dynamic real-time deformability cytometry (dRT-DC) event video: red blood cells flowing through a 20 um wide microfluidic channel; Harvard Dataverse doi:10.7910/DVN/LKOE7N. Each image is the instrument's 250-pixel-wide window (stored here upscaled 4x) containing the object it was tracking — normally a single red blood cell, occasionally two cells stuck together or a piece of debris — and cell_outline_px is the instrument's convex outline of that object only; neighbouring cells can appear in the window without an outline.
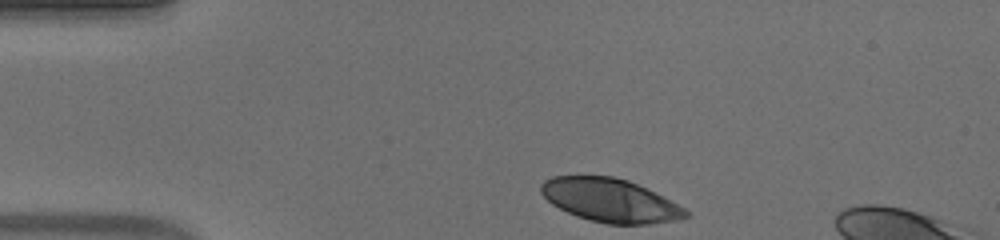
{"species": "human", "species_latin": "Homo sapiens", "temperature_condition": "warm", "stored_images_in_passage": 37, "camera_frame_rate_fps": 3000, "um_per_image_px": 0.085, "donor": {"sex": "male"}, "frame": {"image": 1, "passage_image": 1, "time_ms": 0.0, "image_size_px": [1000, 240], "cell_outline_px": [[692, 216], [680, 220], [648, 224], [608, 224], [576, 216], [552, 204], [540, 192], [540, 184], [544, 180], [552, 176], [612, 176], [628, 180], [684, 208]], "centroid_in_image_um": [51.84, 17.03], "position_along_channel_um": 33.2, "area_um2": 36.24}}
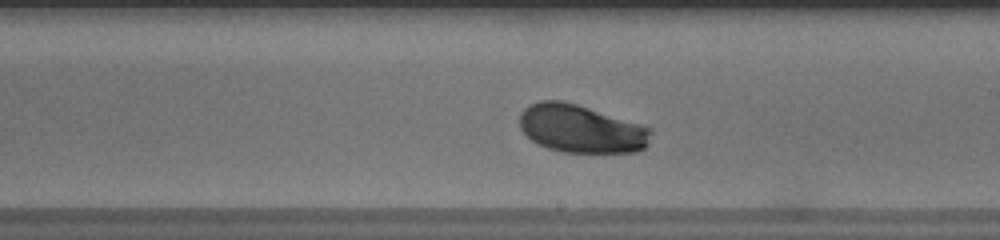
{"frame": {"image": 2, "passage_image": 21, "time_ms": 6.667, "image_size_px": [1000, 240], "cell_outline_px": [[652, 132], [648, 144], [644, 148], [636, 152], [564, 152], [548, 148], [532, 140], [520, 128], [520, 112], [528, 104], [540, 100], [564, 100], [640, 124], [652, 128]], "centroid_in_image_um": [49.39, 10.93], "position_along_channel_um": 239.6, "area_um2": 36.7}}
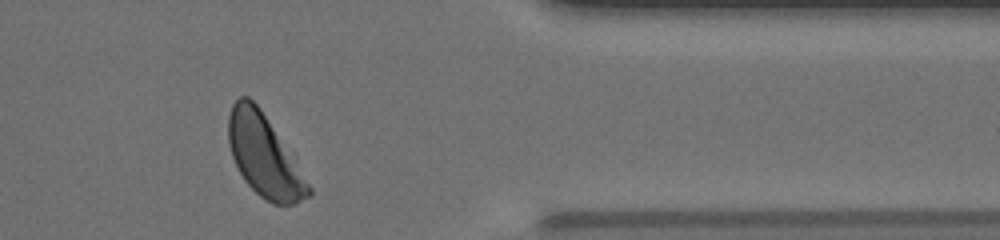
{"frame": {"image": 3, "passage_image": 34, "time_ms": 11.0, "image_size_px": [1000, 240], "cell_outline_px": [[312, 192], [308, 196], [292, 204], [272, 204], [260, 196], [244, 180], [232, 156], [228, 144], [228, 116], [232, 104], [240, 96], [248, 96], [260, 108], [312, 188]], "centroid_in_image_um": [22.41, 13.23], "position_along_channel_um": 389.0, "area_um2": 37.22}, "authors_computed_cell_mechanics": {"area_um2": 37.3388, "velocity_mm_per_s": 3.8572, "shape_relaxation_time_tau1_ms": 2.2441, "shape_relaxation_time_tau2_ms": null, "deformation_change_tau1": 0.1301, "deformation_change_tau2": null}}